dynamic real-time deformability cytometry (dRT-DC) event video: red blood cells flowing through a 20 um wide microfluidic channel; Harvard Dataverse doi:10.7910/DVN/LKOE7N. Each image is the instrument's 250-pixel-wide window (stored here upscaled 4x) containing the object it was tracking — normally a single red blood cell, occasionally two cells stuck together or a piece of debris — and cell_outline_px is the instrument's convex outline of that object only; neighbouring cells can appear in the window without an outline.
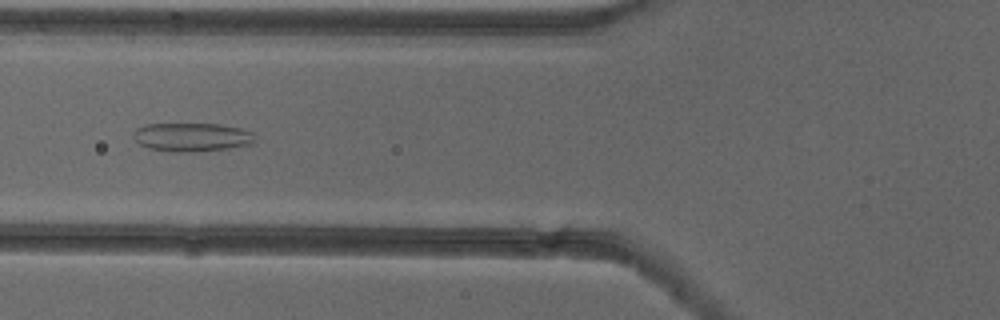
{"species": "common noctule bat (a hibernating species)", "species_latin": "Nyctalus noctula", "temperature_condition": "cold", "stored_images_in_passage": 53, "camera_frame_rate_fps": 3000, "um_per_image_px": 0.085, "animal": {"sex": "female"}, "frame": {"image": 1, "passage_image": 21, "time_ms": 6.667, "image_size_px": [1000, 320], "cell_outline_px": [[256, 144], [228, 148], [192, 152], [172, 152], [148, 148], [140, 144], [132, 136], [132, 132], [136, 128], [144, 124], [220, 124], [240, 128], [252, 132], [256, 136]], "centroid_in_image_um": [16.33, 11.66], "position_along_channel_um": 109.5, "area_um2": 20.58}}
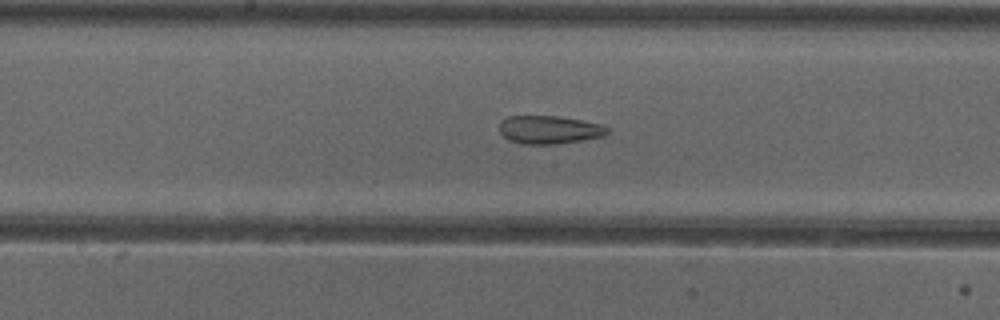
{"frame": {"image": 2, "passage_image": 28, "time_ms": 9.0, "image_size_px": [1000, 320], "cell_outline_px": [[608, 132], [604, 136], [580, 140], [552, 144], [520, 144], [508, 140], [500, 132], [500, 120], [508, 116], [560, 116], [604, 124], [608, 128]], "centroid_in_image_um": [46.68, 11.02], "position_along_channel_um": 201.5, "area_um2": 17.8}}
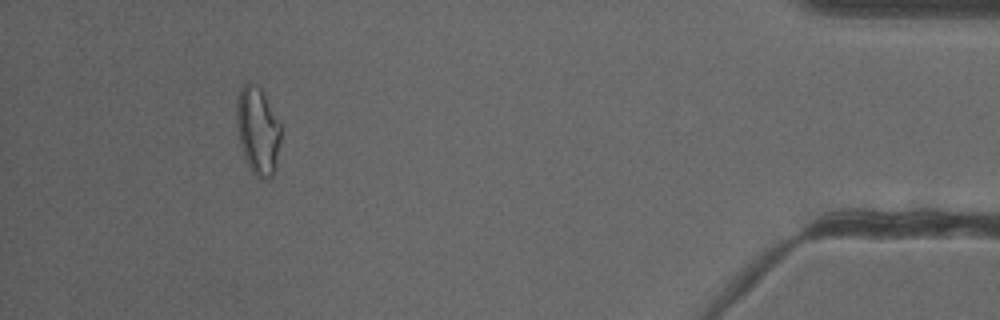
{"frame": {"image": 3, "passage_image": 49, "time_ms": 16.0, "image_size_px": [1000, 320], "cell_outline_px": [[280, 140], [276, 172], [268, 180], [260, 180], [252, 172], [244, 156], [240, 144], [236, 124], [236, 104], [240, 88], [248, 80], [256, 84], [260, 88], [280, 124]], "centroid_in_image_um": [21.91, 11.14], "position_along_channel_um": 413.3, "area_um2": 22.77}, "authors_computed_cell_mechanics": {"area_um2": 22.0796, "velocity_mm_per_s": 3.9127, "shape_relaxation_time_tau1_ms": null, "shape_relaxation_time_tau2_ms": 3.1952, "deformation_change_tau1": null, "deformation_change_tau2": 0.1251}}